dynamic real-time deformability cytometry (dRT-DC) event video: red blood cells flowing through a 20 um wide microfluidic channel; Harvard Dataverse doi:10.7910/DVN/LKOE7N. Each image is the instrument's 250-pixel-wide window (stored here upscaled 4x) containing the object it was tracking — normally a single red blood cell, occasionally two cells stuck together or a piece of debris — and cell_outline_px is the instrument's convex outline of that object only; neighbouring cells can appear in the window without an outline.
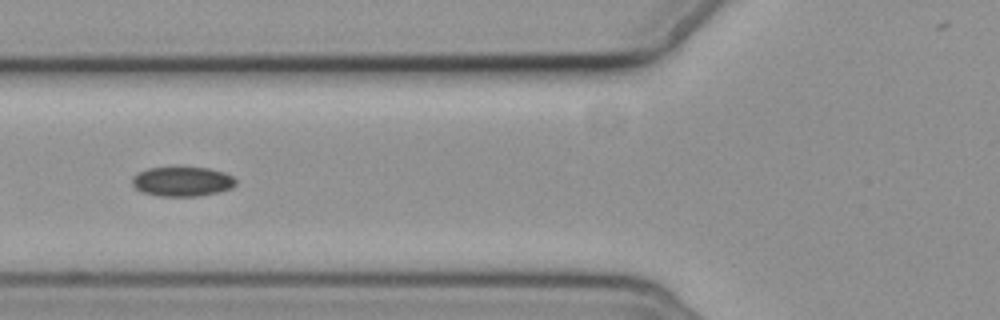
{"species": "common noctule bat (a hibernating species)", "species_latin": "Nyctalus noctula", "temperature_condition": "cold", "stored_images_in_passage": 8, "camera_frame_rate_fps": 3000, "um_per_image_px": 0.085, "animal": {"sex": "female", "body_mass_g": 19.3, "forearm_length_mm": 54.1}, "frame": {"image": 1, "passage_image": 7, "time_ms": 7.0, "image_size_px": [1000, 320], "cell_outline_px": [[236, 184], [232, 188], [220, 192], [196, 196], [160, 196], [140, 192], [132, 184], [132, 176], [136, 172], [148, 168], [208, 168], [224, 172], [232, 176], [236, 180]], "centroid_in_image_um": [15.48, 15.43], "position_along_channel_um": 110.3, "area_um2": 17.92}}
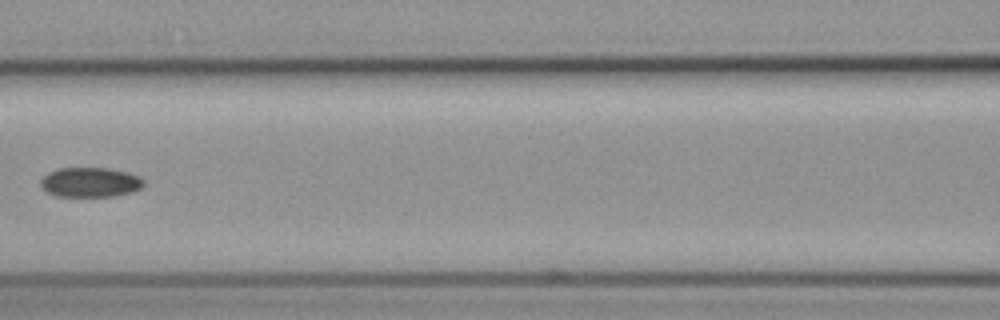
{"frame": {"image": 2, "passage_image": 8, "time_ms": 8.333, "image_size_px": [1000, 320], "cell_outline_px": [[144, 184], [140, 188], [132, 192], [116, 196], [56, 196], [48, 192], [40, 184], [40, 180], [48, 172], [60, 168], [108, 168], [128, 172], [140, 176], [144, 180]], "centroid_in_image_um": [7.69, 15.49], "position_along_channel_um": 158.9, "area_um2": 17.86}}